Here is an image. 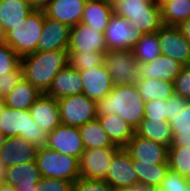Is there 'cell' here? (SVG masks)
Returning a JSON list of instances; mask_svg holds the SVG:
<instances>
[{"instance_id": "cell-1", "label": "cell", "mask_w": 190, "mask_h": 191, "mask_svg": "<svg viewBox=\"0 0 190 191\" xmlns=\"http://www.w3.org/2000/svg\"><path fill=\"white\" fill-rule=\"evenodd\" d=\"M97 116L118 114L134 130L144 118L145 101L136 85H114L111 92L96 102Z\"/></svg>"}, {"instance_id": "cell-2", "label": "cell", "mask_w": 190, "mask_h": 191, "mask_svg": "<svg viewBox=\"0 0 190 191\" xmlns=\"http://www.w3.org/2000/svg\"><path fill=\"white\" fill-rule=\"evenodd\" d=\"M68 64V50L36 51L21 58L23 78L42 94L48 91L54 77Z\"/></svg>"}, {"instance_id": "cell-3", "label": "cell", "mask_w": 190, "mask_h": 191, "mask_svg": "<svg viewBox=\"0 0 190 191\" xmlns=\"http://www.w3.org/2000/svg\"><path fill=\"white\" fill-rule=\"evenodd\" d=\"M0 131L6 137L21 136L38 148L47 146L48 134L33 120L29 110L5 107L0 116Z\"/></svg>"}, {"instance_id": "cell-4", "label": "cell", "mask_w": 190, "mask_h": 191, "mask_svg": "<svg viewBox=\"0 0 190 191\" xmlns=\"http://www.w3.org/2000/svg\"><path fill=\"white\" fill-rule=\"evenodd\" d=\"M113 12L125 17L130 25L136 24L144 34L155 33L163 26L160 6L154 0H121Z\"/></svg>"}, {"instance_id": "cell-5", "label": "cell", "mask_w": 190, "mask_h": 191, "mask_svg": "<svg viewBox=\"0 0 190 191\" xmlns=\"http://www.w3.org/2000/svg\"><path fill=\"white\" fill-rule=\"evenodd\" d=\"M45 16L44 11L34 10L23 22L4 35V42L20 58L37 51V44L42 33Z\"/></svg>"}, {"instance_id": "cell-6", "label": "cell", "mask_w": 190, "mask_h": 191, "mask_svg": "<svg viewBox=\"0 0 190 191\" xmlns=\"http://www.w3.org/2000/svg\"><path fill=\"white\" fill-rule=\"evenodd\" d=\"M36 164L42 177L72 182L80 177L79 160L76 157L50 150L47 147L38 148Z\"/></svg>"}, {"instance_id": "cell-7", "label": "cell", "mask_w": 190, "mask_h": 191, "mask_svg": "<svg viewBox=\"0 0 190 191\" xmlns=\"http://www.w3.org/2000/svg\"><path fill=\"white\" fill-rule=\"evenodd\" d=\"M104 65L114 85H136L139 81L138 61L132 49L107 50L104 53Z\"/></svg>"}, {"instance_id": "cell-8", "label": "cell", "mask_w": 190, "mask_h": 191, "mask_svg": "<svg viewBox=\"0 0 190 191\" xmlns=\"http://www.w3.org/2000/svg\"><path fill=\"white\" fill-rule=\"evenodd\" d=\"M61 124L80 127L97 118L96 101L87 98L83 93L57 100Z\"/></svg>"}, {"instance_id": "cell-9", "label": "cell", "mask_w": 190, "mask_h": 191, "mask_svg": "<svg viewBox=\"0 0 190 191\" xmlns=\"http://www.w3.org/2000/svg\"><path fill=\"white\" fill-rule=\"evenodd\" d=\"M144 33L136 24H131L125 17L115 13L109 19L108 26L104 31L105 42L108 50L132 49L142 38Z\"/></svg>"}, {"instance_id": "cell-10", "label": "cell", "mask_w": 190, "mask_h": 191, "mask_svg": "<svg viewBox=\"0 0 190 191\" xmlns=\"http://www.w3.org/2000/svg\"><path fill=\"white\" fill-rule=\"evenodd\" d=\"M121 147L115 145L107 148L84 149L79 159L81 178L105 180L111 160Z\"/></svg>"}, {"instance_id": "cell-11", "label": "cell", "mask_w": 190, "mask_h": 191, "mask_svg": "<svg viewBox=\"0 0 190 191\" xmlns=\"http://www.w3.org/2000/svg\"><path fill=\"white\" fill-rule=\"evenodd\" d=\"M161 55L169 56L183 66L190 65V42L178 26L163 25L158 30Z\"/></svg>"}, {"instance_id": "cell-12", "label": "cell", "mask_w": 190, "mask_h": 191, "mask_svg": "<svg viewBox=\"0 0 190 191\" xmlns=\"http://www.w3.org/2000/svg\"><path fill=\"white\" fill-rule=\"evenodd\" d=\"M114 189L131 188L138 184L129 152L121 147L113 156L105 179Z\"/></svg>"}, {"instance_id": "cell-13", "label": "cell", "mask_w": 190, "mask_h": 191, "mask_svg": "<svg viewBox=\"0 0 190 191\" xmlns=\"http://www.w3.org/2000/svg\"><path fill=\"white\" fill-rule=\"evenodd\" d=\"M48 149L62 154L81 158L85 149L78 127L60 124L51 133H48Z\"/></svg>"}, {"instance_id": "cell-14", "label": "cell", "mask_w": 190, "mask_h": 191, "mask_svg": "<svg viewBox=\"0 0 190 191\" xmlns=\"http://www.w3.org/2000/svg\"><path fill=\"white\" fill-rule=\"evenodd\" d=\"M132 160L147 164H168L169 147L134 133L124 147Z\"/></svg>"}, {"instance_id": "cell-15", "label": "cell", "mask_w": 190, "mask_h": 191, "mask_svg": "<svg viewBox=\"0 0 190 191\" xmlns=\"http://www.w3.org/2000/svg\"><path fill=\"white\" fill-rule=\"evenodd\" d=\"M104 33L80 22L70 28L68 52H106Z\"/></svg>"}, {"instance_id": "cell-16", "label": "cell", "mask_w": 190, "mask_h": 191, "mask_svg": "<svg viewBox=\"0 0 190 191\" xmlns=\"http://www.w3.org/2000/svg\"><path fill=\"white\" fill-rule=\"evenodd\" d=\"M79 73L83 82L82 93L96 102L108 95L114 86L112 77L104 64L90 70H81Z\"/></svg>"}, {"instance_id": "cell-17", "label": "cell", "mask_w": 190, "mask_h": 191, "mask_svg": "<svg viewBox=\"0 0 190 191\" xmlns=\"http://www.w3.org/2000/svg\"><path fill=\"white\" fill-rule=\"evenodd\" d=\"M70 27L58 20L45 16L37 51L68 50Z\"/></svg>"}, {"instance_id": "cell-18", "label": "cell", "mask_w": 190, "mask_h": 191, "mask_svg": "<svg viewBox=\"0 0 190 191\" xmlns=\"http://www.w3.org/2000/svg\"><path fill=\"white\" fill-rule=\"evenodd\" d=\"M38 147L21 136L7 137L0 150V161L6 167L36 161Z\"/></svg>"}, {"instance_id": "cell-19", "label": "cell", "mask_w": 190, "mask_h": 191, "mask_svg": "<svg viewBox=\"0 0 190 191\" xmlns=\"http://www.w3.org/2000/svg\"><path fill=\"white\" fill-rule=\"evenodd\" d=\"M29 112L33 120L47 134L61 124L58 101L45 93L34 102Z\"/></svg>"}, {"instance_id": "cell-20", "label": "cell", "mask_w": 190, "mask_h": 191, "mask_svg": "<svg viewBox=\"0 0 190 191\" xmlns=\"http://www.w3.org/2000/svg\"><path fill=\"white\" fill-rule=\"evenodd\" d=\"M183 65L169 56L160 55L155 60L138 62L139 79H157L174 82Z\"/></svg>"}, {"instance_id": "cell-21", "label": "cell", "mask_w": 190, "mask_h": 191, "mask_svg": "<svg viewBox=\"0 0 190 191\" xmlns=\"http://www.w3.org/2000/svg\"><path fill=\"white\" fill-rule=\"evenodd\" d=\"M83 82L80 73L69 64L54 77L46 95L58 100L60 98L82 94Z\"/></svg>"}, {"instance_id": "cell-22", "label": "cell", "mask_w": 190, "mask_h": 191, "mask_svg": "<svg viewBox=\"0 0 190 191\" xmlns=\"http://www.w3.org/2000/svg\"><path fill=\"white\" fill-rule=\"evenodd\" d=\"M86 3L87 0H52L44 13L71 28L81 22Z\"/></svg>"}, {"instance_id": "cell-23", "label": "cell", "mask_w": 190, "mask_h": 191, "mask_svg": "<svg viewBox=\"0 0 190 191\" xmlns=\"http://www.w3.org/2000/svg\"><path fill=\"white\" fill-rule=\"evenodd\" d=\"M33 11L28 0H1L0 28L3 34L23 22Z\"/></svg>"}, {"instance_id": "cell-24", "label": "cell", "mask_w": 190, "mask_h": 191, "mask_svg": "<svg viewBox=\"0 0 190 191\" xmlns=\"http://www.w3.org/2000/svg\"><path fill=\"white\" fill-rule=\"evenodd\" d=\"M42 178L36 161L7 167L4 183L14 187H28L37 184Z\"/></svg>"}, {"instance_id": "cell-25", "label": "cell", "mask_w": 190, "mask_h": 191, "mask_svg": "<svg viewBox=\"0 0 190 191\" xmlns=\"http://www.w3.org/2000/svg\"><path fill=\"white\" fill-rule=\"evenodd\" d=\"M113 13V6L101 0H87L81 22L104 33Z\"/></svg>"}, {"instance_id": "cell-26", "label": "cell", "mask_w": 190, "mask_h": 191, "mask_svg": "<svg viewBox=\"0 0 190 191\" xmlns=\"http://www.w3.org/2000/svg\"><path fill=\"white\" fill-rule=\"evenodd\" d=\"M97 118L115 145L125 147L134 136L135 130L118 114L97 116Z\"/></svg>"}, {"instance_id": "cell-27", "label": "cell", "mask_w": 190, "mask_h": 191, "mask_svg": "<svg viewBox=\"0 0 190 191\" xmlns=\"http://www.w3.org/2000/svg\"><path fill=\"white\" fill-rule=\"evenodd\" d=\"M42 93L29 81L22 78L16 87L4 97L6 107L29 110Z\"/></svg>"}, {"instance_id": "cell-28", "label": "cell", "mask_w": 190, "mask_h": 191, "mask_svg": "<svg viewBox=\"0 0 190 191\" xmlns=\"http://www.w3.org/2000/svg\"><path fill=\"white\" fill-rule=\"evenodd\" d=\"M137 135L161 143L165 146H171L172 131L169 121L153 120L143 118L140 125L135 130Z\"/></svg>"}, {"instance_id": "cell-29", "label": "cell", "mask_w": 190, "mask_h": 191, "mask_svg": "<svg viewBox=\"0 0 190 191\" xmlns=\"http://www.w3.org/2000/svg\"><path fill=\"white\" fill-rule=\"evenodd\" d=\"M133 168L138 175V184L148 188L159 189L169 171L168 164H147L132 160Z\"/></svg>"}, {"instance_id": "cell-30", "label": "cell", "mask_w": 190, "mask_h": 191, "mask_svg": "<svg viewBox=\"0 0 190 191\" xmlns=\"http://www.w3.org/2000/svg\"><path fill=\"white\" fill-rule=\"evenodd\" d=\"M85 149L114 147L98 118L78 127Z\"/></svg>"}, {"instance_id": "cell-31", "label": "cell", "mask_w": 190, "mask_h": 191, "mask_svg": "<svg viewBox=\"0 0 190 191\" xmlns=\"http://www.w3.org/2000/svg\"><path fill=\"white\" fill-rule=\"evenodd\" d=\"M172 131V142L169 147H190V101L183 110L169 121Z\"/></svg>"}, {"instance_id": "cell-32", "label": "cell", "mask_w": 190, "mask_h": 191, "mask_svg": "<svg viewBox=\"0 0 190 191\" xmlns=\"http://www.w3.org/2000/svg\"><path fill=\"white\" fill-rule=\"evenodd\" d=\"M140 96L145 102L149 100L166 101L175 94L173 82L157 79H139L136 84Z\"/></svg>"}, {"instance_id": "cell-33", "label": "cell", "mask_w": 190, "mask_h": 191, "mask_svg": "<svg viewBox=\"0 0 190 191\" xmlns=\"http://www.w3.org/2000/svg\"><path fill=\"white\" fill-rule=\"evenodd\" d=\"M163 25L179 26L190 18V0H169L160 6Z\"/></svg>"}, {"instance_id": "cell-34", "label": "cell", "mask_w": 190, "mask_h": 191, "mask_svg": "<svg viewBox=\"0 0 190 191\" xmlns=\"http://www.w3.org/2000/svg\"><path fill=\"white\" fill-rule=\"evenodd\" d=\"M133 55L138 62L147 63L155 60L161 55V49L158 41V31L147 33L132 48Z\"/></svg>"}, {"instance_id": "cell-35", "label": "cell", "mask_w": 190, "mask_h": 191, "mask_svg": "<svg viewBox=\"0 0 190 191\" xmlns=\"http://www.w3.org/2000/svg\"><path fill=\"white\" fill-rule=\"evenodd\" d=\"M169 170L190 179V147H169Z\"/></svg>"}, {"instance_id": "cell-36", "label": "cell", "mask_w": 190, "mask_h": 191, "mask_svg": "<svg viewBox=\"0 0 190 191\" xmlns=\"http://www.w3.org/2000/svg\"><path fill=\"white\" fill-rule=\"evenodd\" d=\"M105 52H68L69 65L78 71L90 70L104 64Z\"/></svg>"}, {"instance_id": "cell-37", "label": "cell", "mask_w": 190, "mask_h": 191, "mask_svg": "<svg viewBox=\"0 0 190 191\" xmlns=\"http://www.w3.org/2000/svg\"><path fill=\"white\" fill-rule=\"evenodd\" d=\"M21 65V58L7 44H0V77L10 71H15Z\"/></svg>"}, {"instance_id": "cell-38", "label": "cell", "mask_w": 190, "mask_h": 191, "mask_svg": "<svg viewBox=\"0 0 190 191\" xmlns=\"http://www.w3.org/2000/svg\"><path fill=\"white\" fill-rule=\"evenodd\" d=\"M157 191H190V179L169 170Z\"/></svg>"}, {"instance_id": "cell-39", "label": "cell", "mask_w": 190, "mask_h": 191, "mask_svg": "<svg viewBox=\"0 0 190 191\" xmlns=\"http://www.w3.org/2000/svg\"><path fill=\"white\" fill-rule=\"evenodd\" d=\"M105 180H92L79 177L73 182L72 191H113Z\"/></svg>"}, {"instance_id": "cell-40", "label": "cell", "mask_w": 190, "mask_h": 191, "mask_svg": "<svg viewBox=\"0 0 190 191\" xmlns=\"http://www.w3.org/2000/svg\"><path fill=\"white\" fill-rule=\"evenodd\" d=\"M73 182L64 179L42 177L35 191H72Z\"/></svg>"}, {"instance_id": "cell-41", "label": "cell", "mask_w": 190, "mask_h": 191, "mask_svg": "<svg viewBox=\"0 0 190 191\" xmlns=\"http://www.w3.org/2000/svg\"><path fill=\"white\" fill-rule=\"evenodd\" d=\"M173 84L175 94L190 101V65L182 67Z\"/></svg>"}, {"instance_id": "cell-42", "label": "cell", "mask_w": 190, "mask_h": 191, "mask_svg": "<svg viewBox=\"0 0 190 191\" xmlns=\"http://www.w3.org/2000/svg\"><path fill=\"white\" fill-rule=\"evenodd\" d=\"M23 71L21 65L15 70L10 71L0 77V96L4 98L22 80Z\"/></svg>"}, {"instance_id": "cell-43", "label": "cell", "mask_w": 190, "mask_h": 191, "mask_svg": "<svg viewBox=\"0 0 190 191\" xmlns=\"http://www.w3.org/2000/svg\"><path fill=\"white\" fill-rule=\"evenodd\" d=\"M144 118L167 121V104L162 100H149L145 102Z\"/></svg>"}, {"instance_id": "cell-44", "label": "cell", "mask_w": 190, "mask_h": 191, "mask_svg": "<svg viewBox=\"0 0 190 191\" xmlns=\"http://www.w3.org/2000/svg\"><path fill=\"white\" fill-rule=\"evenodd\" d=\"M188 100L174 94L166 100L167 104V121L173 119V116L183 110Z\"/></svg>"}, {"instance_id": "cell-45", "label": "cell", "mask_w": 190, "mask_h": 191, "mask_svg": "<svg viewBox=\"0 0 190 191\" xmlns=\"http://www.w3.org/2000/svg\"><path fill=\"white\" fill-rule=\"evenodd\" d=\"M33 10L44 11L52 0H28Z\"/></svg>"}, {"instance_id": "cell-46", "label": "cell", "mask_w": 190, "mask_h": 191, "mask_svg": "<svg viewBox=\"0 0 190 191\" xmlns=\"http://www.w3.org/2000/svg\"><path fill=\"white\" fill-rule=\"evenodd\" d=\"M178 27L182 35L190 42V18L186 19Z\"/></svg>"}, {"instance_id": "cell-47", "label": "cell", "mask_w": 190, "mask_h": 191, "mask_svg": "<svg viewBox=\"0 0 190 191\" xmlns=\"http://www.w3.org/2000/svg\"><path fill=\"white\" fill-rule=\"evenodd\" d=\"M157 190L158 189H156V188H148L141 184H137L131 188H119V189H114L113 191H157Z\"/></svg>"}, {"instance_id": "cell-48", "label": "cell", "mask_w": 190, "mask_h": 191, "mask_svg": "<svg viewBox=\"0 0 190 191\" xmlns=\"http://www.w3.org/2000/svg\"><path fill=\"white\" fill-rule=\"evenodd\" d=\"M7 167L0 161V184L4 183Z\"/></svg>"}, {"instance_id": "cell-49", "label": "cell", "mask_w": 190, "mask_h": 191, "mask_svg": "<svg viewBox=\"0 0 190 191\" xmlns=\"http://www.w3.org/2000/svg\"><path fill=\"white\" fill-rule=\"evenodd\" d=\"M0 191H18L16 187L8 185L6 183L0 184Z\"/></svg>"}, {"instance_id": "cell-50", "label": "cell", "mask_w": 190, "mask_h": 191, "mask_svg": "<svg viewBox=\"0 0 190 191\" xmlns=\"http://www.w3.org/2000/svg\"><path fill=\"white\" fill-rule=\"evenodd\" d=\"M18 191H35L37 189V184H32V186L28 187H16Z\"/></svg>"}, {"instance_id": "cell-51", "label": "cell", "mask_w": 190, "mask_h": 191, "mask_svg": "<svg viewBox=\"0 0 190 191\" xmlns=\"http://www.w3.org/2000/svg\"><path fill=\"white\" fill-rule=\"evenodd\" d=\"M7 137L0 131V150L4 146Z\"/></svg>"}, {"instance_id": "cell-52", "label": "cell", "mask_w": 190, "mask_h": 191, "mask_svg": "<svg viewBox=\"0 0 190 191\" xmlns=\"http://www.w3.org/2000/svg\"><path fill=\"white\" fill-rule=\"evenodd\" d=\"M5 107H6L5 99L0 97V116L2 115L3 110H4Z\"/></svg>"}, {"instance_id": "cell-53", "label": "cell", "mask_w": 190, "mask_h": 191, "mask_svg": "<svg viewBox=\"0 0 190 191\" xmlns=\"http://www.w3.org/2000/svg\"><path fill=\"white\" fill-rule=\"evenodd\" d=\"M101 1H103V2H105V3H107V4H109V5L114 7L121 0H101Z\"/></svg>"}, {"instance_id": "cell-54", "label": "cell", "mask_w": 190, "mask_h": 191, "mask_svg": "<svg viewBox=\"0 0 190 191\" xmlns=\"http://www.w3.org/2000/svg\"><path fill=\"white\" fill-rule=\"evenodd\" d=\"M4 43V34L2 29L0 28V44Z\"/></svg>"}, {"instance_id": "cell-55", "label": "cell", "mask_w": 190, "mask_h": 191, "mask_svg": "<svg viewBox=\"0 0 190 191\" xmlns=\"http://www.w3.org/2000/svg\"><path fill=\"white\" fill-rule=\"evenodd\" d=\"M159 6H161L164 2H167L169 0H154Z\"/></svg>"}]
</instances>
